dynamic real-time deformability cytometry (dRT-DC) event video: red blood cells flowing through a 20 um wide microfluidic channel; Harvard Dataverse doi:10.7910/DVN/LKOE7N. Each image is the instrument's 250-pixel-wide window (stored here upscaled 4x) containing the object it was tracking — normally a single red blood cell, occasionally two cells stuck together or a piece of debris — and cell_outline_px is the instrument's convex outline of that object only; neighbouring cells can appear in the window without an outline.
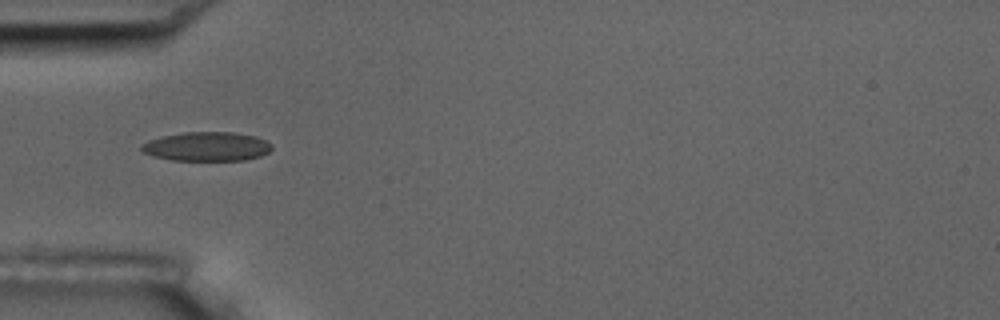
{"species": "common noctule bat (a hibernating species)", "species_latin": "Nyctalus noctula", "temperature_condition": "room temperature", "stored_images_in_passage": 7, "camera_frame_rate_fps": 3000, "um_per_image_px": 0.085, "animal": {"sex": "male", "body_mass_g": 17.5, "forearm_length_mm": 52.3}, "frame": {"image": 1, "passage_image": 2, "time_ms": 1.333, "image_size_px": [1000, 320], "cell_outline_px": [[272, 148], [268, 152], [260, 156], [244, 160], [172, 160], [140, 152], [140, 144], [148, 140], [164, 136], [184, 132], [236, 132], [256, 136], [272, 144]], "centroid_in_image_um": [17.57, 12.45], "position_along_channel_um": 67.4, "area_um2": 22.14}}
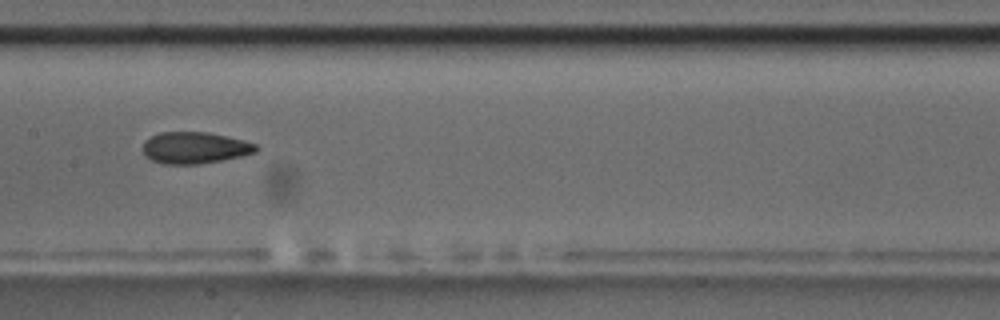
{"frame": {"image": 2, "passage_image": 5, "time_ms": 4.667, "image_size_px": [1000, 320], "cell_outline_px": [[260, 148], [256, 152], [240, 156], [200, 164], [164, 164], [152, 160], [144, 156], [144, 140], [160, 132], [208, 132], [244, 140], [256, 144]], "centroid_in_image_um": [16.56, 12.56], "position_along_channel_um": 190.8, "area_um2": 20.81}}
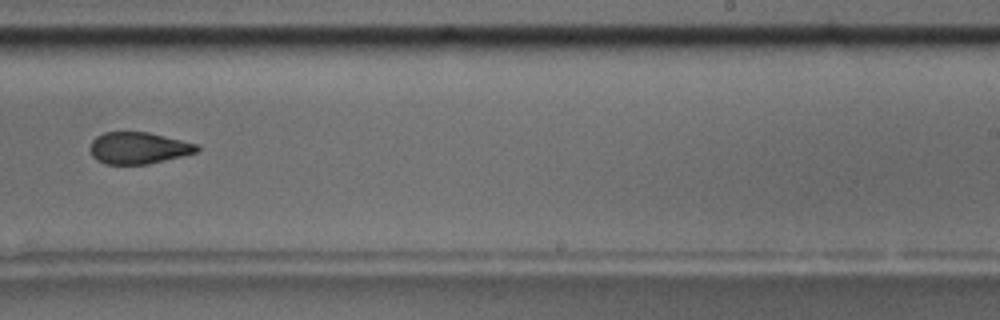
{"frame": {"image": 3, "passage_image": 7, "time_ms": 7.0, "image_size_px": [1000, 320], "cell_outline_px": [[200, 148], [196, 152], [148, 164], [104, 164], [96, 160], [92, 156], [88, 148], [92, 140], [96, 136], [104, 132], [148, 132], [200, 144]], "centroid_in_image_um": [11.73, 12.57], "position_along_channel_um": 277.3, "area_um2": 19.88}}